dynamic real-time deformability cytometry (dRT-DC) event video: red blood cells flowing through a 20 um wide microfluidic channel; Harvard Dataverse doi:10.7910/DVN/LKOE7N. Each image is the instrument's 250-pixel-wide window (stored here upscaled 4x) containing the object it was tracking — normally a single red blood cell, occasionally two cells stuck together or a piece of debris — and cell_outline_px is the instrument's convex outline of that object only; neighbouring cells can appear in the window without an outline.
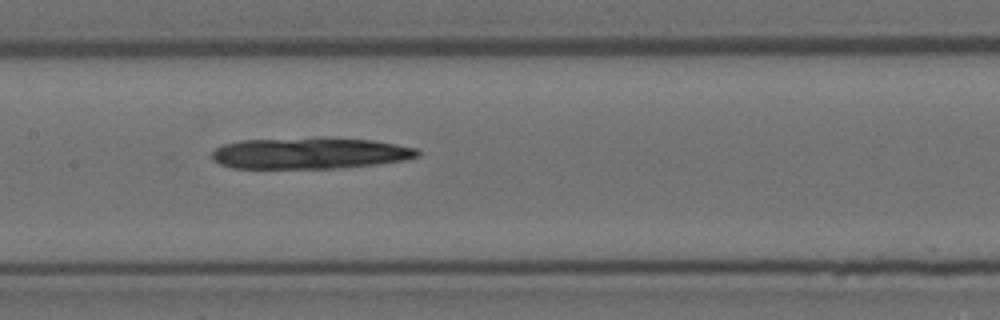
{"species": "Egyptian fruit bat (a non-hibernating species)", "species_latin": "Rousettus aegyptiacus", "temperature_condition": "room temperature", "stored_images_in_passage": 49, "camera_frame_rate_fps": 3000, "um_per_image_px": 0.085, "animal": {"sex": "female"}, "frame": {"image": 1, "passage_image": 24, "time_ms": 7.667, "image_size_px": [1000, 320], "cell_outline_px": [[420, 156], [404, 160], [376, 164], [340, 168], [232, 168], [220, 164], [212, 160], [212, 152], [216, 148], [224, 144], [240, 140], [372, 140], [396, 144], [416, 148], [420, 152]], "centroid_in_image_um": [26.33, 13.07], "position_along_channel_um": 181.1, "area_um2": 36.3}}